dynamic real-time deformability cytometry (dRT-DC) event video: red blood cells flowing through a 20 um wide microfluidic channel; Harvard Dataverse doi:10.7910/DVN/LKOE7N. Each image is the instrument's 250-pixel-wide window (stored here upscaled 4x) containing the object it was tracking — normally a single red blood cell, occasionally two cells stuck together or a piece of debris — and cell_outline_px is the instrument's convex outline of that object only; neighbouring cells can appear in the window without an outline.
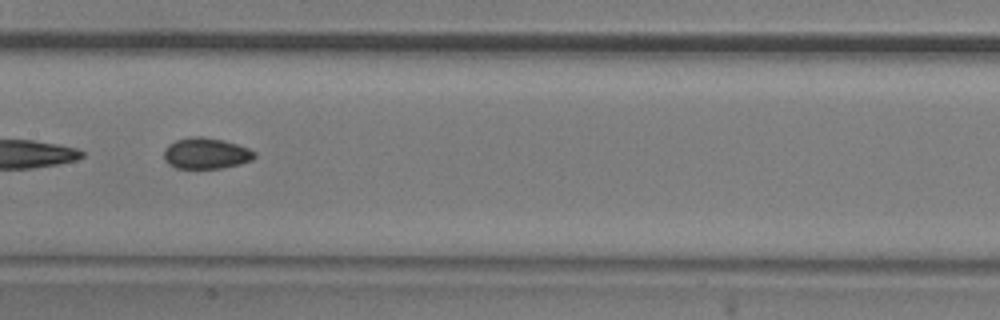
{"species": "common noctule bat (a hibernating species)", "species_latin": "Nyctalus noctula", "temperature_condition": "room temperature", "stored_images_in_passage": 9, "camera_frame_rate_fps": 3000, "um_per_image_px": 0.085, "animal": {"sex": "male", "body_mass_g": 20.5, "forearm_length_mm": 52.5}, "frame": {"image": 1, "passage_image": 6, "time_ms": 1.667, "image_size_px": [1000, 320], "cell_outline_px": [[256, 156], [252, 160], [240, 164], [224, 168], [176, 168], [168, 164], [164, 160], [164, 148], [168, 144], [176, 140], [192, 136], [200, 136], [224, 140], [248, 148], [256, 152]], "centroid_in_image_um": [17.5, 13.03], "position_along_channel_um": 189.9, "area_um2": 16.53}}
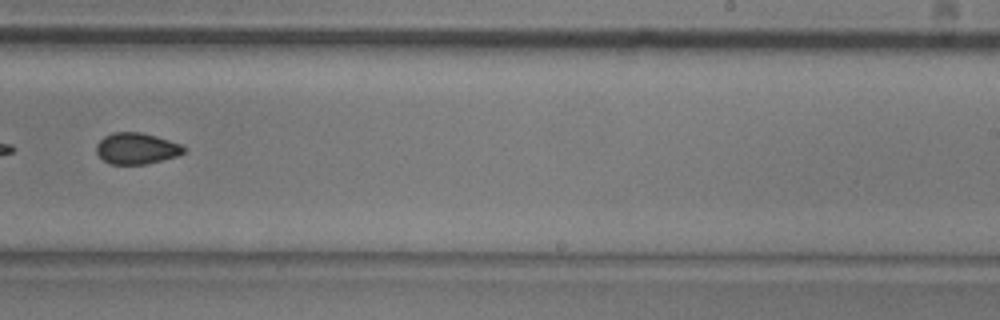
{"frame": {"image": 2, "passage_image": 8, "time_ms": 2.333, "image_size_px": [1000, 320], "cell_outline_px": [[184, 152], [176, 156], [144, 164], [108, 164], [96, 152], [96, 144], [104, 136], [112, 132], [140, 132], [156, 136], [180, 144], [184, 148]], "centroid_in_image_um": [11.55, 12.61], "position_along_channel_um": 277.4, "area_um2": 15.72}}
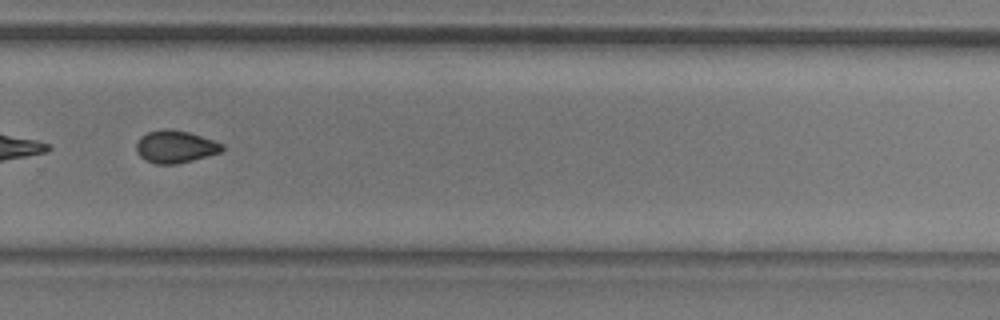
{"frame": {"image": 3, "passage_image": 9, "time_ms": 2.667, "image_size_px": [1000, 320], "cell_outline_px": [[224, 148], [220, 152], [192, 160], [176, 164], [156, 164], [144, 160], [136, 152], [136, 144], [140, 136], [148, 132], [160, 128], [168, 128], [188, 132], [224, 144]], "centroid_in_image_um": [14.85, 12.46], "position_along_channel_um": 314.9, "area_um2": 16.24}}